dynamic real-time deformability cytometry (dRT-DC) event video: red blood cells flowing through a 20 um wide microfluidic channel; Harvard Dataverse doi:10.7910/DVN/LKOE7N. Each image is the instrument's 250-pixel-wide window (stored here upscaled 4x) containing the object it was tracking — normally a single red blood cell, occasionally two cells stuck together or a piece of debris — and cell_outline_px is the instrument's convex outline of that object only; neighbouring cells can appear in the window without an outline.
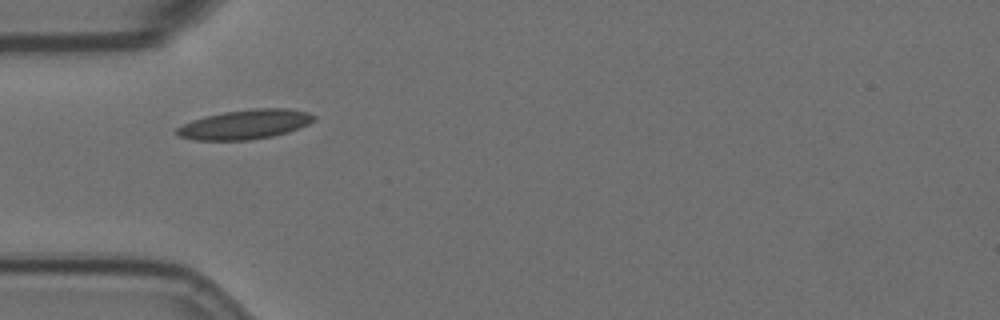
{"species": "Egyptian fruit bat (a non-hibernating species)", "species_latin": "Rousettus aegyptiacus", "temperature_condition": "room temperature", "stored_images_in_passage": 5, "camera_frame_rate_fps": 3000, "um_per_image_px": 0.085, "animal": {"sex": "female"}, "frame": {"image": 1, "passage_image": 1, "time_ms": 0.0, "image_size_px": [1000, 320], "cell_outline_px": [[316, 120], [308, 124], [288, 132], [272, 136], [248, 140], [192, 140], [176, 136], [176, 128], [192, 120], [204, 116], [224, 112], [256, 108], [288, 108], [308, 112], [316, 116]], "centroid_in_image_um": [20.83, 10.57], "position_along_channel_um": 64.2, "area_um2": 23.64}}
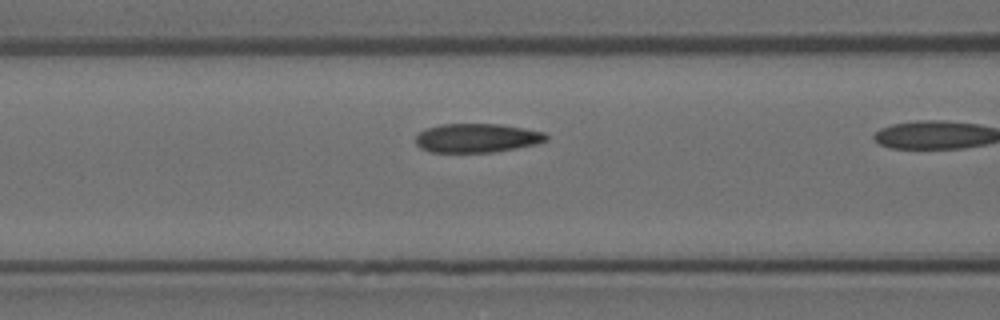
{"frame": {"image": 2, "passage_image": 3, "time_ms": 0.667, "image_size_px": [1000, 320], "cell_outline_px": [[548, 140], [536, 144], [516, 148], [492, 152], [432, 152], [420, 148], [416, 144], [416, 136], [420, 132], [428, 128], [440, 124], [500, 124], [524, 128], [544, 132], [548, 136]], "centroid_in_image_um": [40.55, 11.73], "position_along_channel_um": 126.0, "area_um2": 21.96}}